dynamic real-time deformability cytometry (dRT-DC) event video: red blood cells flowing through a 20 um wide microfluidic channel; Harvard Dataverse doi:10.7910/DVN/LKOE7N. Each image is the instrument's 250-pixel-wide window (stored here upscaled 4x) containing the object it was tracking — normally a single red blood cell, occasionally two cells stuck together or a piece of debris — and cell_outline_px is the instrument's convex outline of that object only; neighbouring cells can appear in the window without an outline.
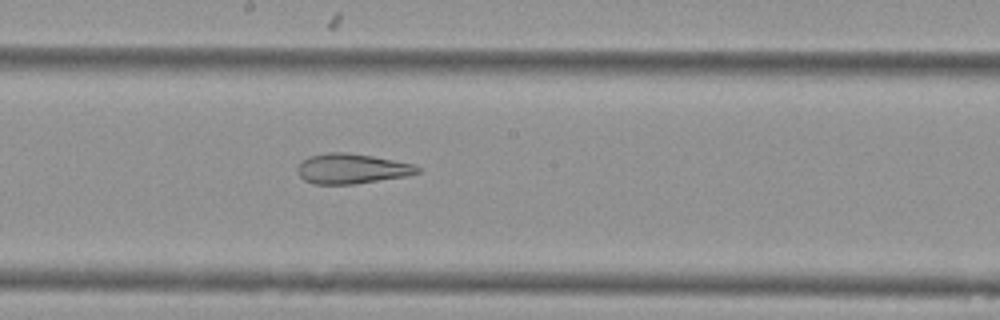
{"species": "Egyptian fruit bat (a non-hibernating species)", "species_latin": "Rousettus aegyptiacus", "temperature_condition": "cold", "stored_images_in_passage": 36, "camera_frame_rate_fps": 3000, "um_per_image_px": 0.085, "animal": {"sex": "female"}, "frame": {"image": 1, "passage_image": 16, "time_ms": 5.0, "image_size_px": [1000, 320], "cell_outline_px": [[420, 172], [408, 176], [356, 184], [316, 184], [304, 180], [296, 172], [296, 168], [300, 160], [308, 156], [328, 152], [348, 152], [372, 156], [412, 164], [420, 168]], "centroid_in_image_um": [29.85, 14.34], "position_along_channel_um": 218.4, "area_um2": 21.21}, "authors_computed_cell_mechanics": {"area_um2": 23.4379, "velocity_mm_per_s": 3.7986, "shape_relaxation_time_tau1_ms": null, "shape_relaxation_time_tau2_ms": 2.6435, "deformation_change_tau1": null, "deformation_change_tau2": 0.1256}}